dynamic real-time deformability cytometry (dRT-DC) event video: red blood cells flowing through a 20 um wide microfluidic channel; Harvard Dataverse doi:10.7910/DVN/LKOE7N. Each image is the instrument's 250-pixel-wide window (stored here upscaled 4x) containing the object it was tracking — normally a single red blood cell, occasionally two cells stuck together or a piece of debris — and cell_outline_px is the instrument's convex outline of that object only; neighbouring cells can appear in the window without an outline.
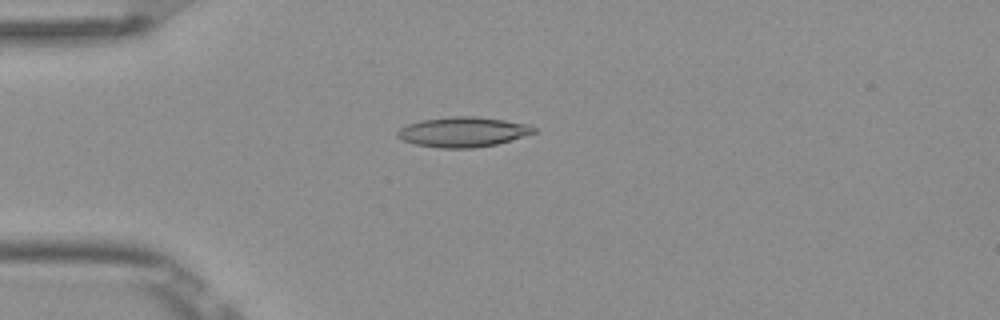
{"species": "Egyptian fruit bat (a non-hibernating species)", "species_latin": "Rousettus aegyptiacus", "temperature_condition": "room temperature", "stored_images_in_passage": 5, "camera_frame_rate_fps": 3000, "um_per_image_px": 0.085, "frame": {"image": 1, "passage_image": 4, "time_ms": 1.0, "image_size_px": [1000, 320], "cell_outline_px": [[536, 132], [496, 144], [472, 148], [440, 148], [416, 144], [404, 140], [396, 136], [396, 132], [400, 128], [408, 124], [420, 120], [452, 116], [476, 116], [504, 120], [528, 124], [536, 128]], "centroid_in_image_um": [39.33, 11.21], "position_along_channel_um": 45.7, "area_um2": 23.7}}